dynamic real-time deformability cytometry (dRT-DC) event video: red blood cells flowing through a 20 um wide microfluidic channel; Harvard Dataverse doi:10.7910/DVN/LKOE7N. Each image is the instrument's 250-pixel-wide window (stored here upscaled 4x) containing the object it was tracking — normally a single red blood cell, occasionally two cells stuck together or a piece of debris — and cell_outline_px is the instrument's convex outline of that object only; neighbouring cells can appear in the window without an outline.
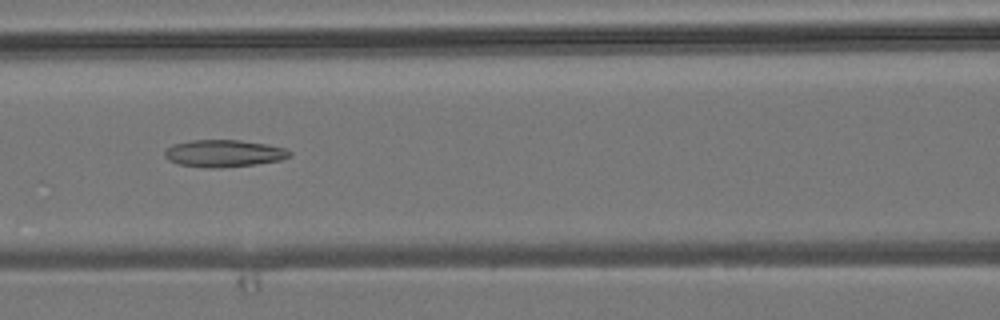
{"species": "common noctule bat (a hibernating species)", "species_latin": "Nyctalus noctula", "temperature_condition": "room temperature", "stored_images_in_passage": 6, "camera_frame_rate_fps": 3000, "um_per_image_px": 0.085, "animal": {"sex": "male", "body_mass_g": 19.2, "forearm_length_mm": 51.8}, "frame": {"image": 1, "passage_image": 6, "time_ms": 5.667, "image_size_px": [1000, 320], "cell_outline_px": [[292, 156], [280, 160], [256, 164], [212, 168], [180, 164], [168, 160], [164, 156], [164, 152], [172, 144], [192, 140], [240, 140], [268, 144], [284, 148], [292, 152]], "centroid_in_image_um": [19.05, 13.02], "position_along_channel_um": 147.6, "area_um2": 19.65}}